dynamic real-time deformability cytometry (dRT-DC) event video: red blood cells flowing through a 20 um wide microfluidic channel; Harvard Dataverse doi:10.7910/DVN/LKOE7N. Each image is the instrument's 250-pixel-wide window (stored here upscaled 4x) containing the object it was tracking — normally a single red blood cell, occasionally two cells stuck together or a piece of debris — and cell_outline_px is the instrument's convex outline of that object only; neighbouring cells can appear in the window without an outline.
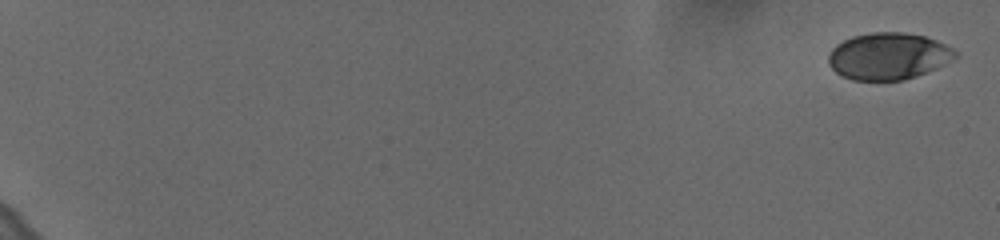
{"species": "human", "species_latin": "Homo sapiens", "temperature_condition": "cold", "stored_images_in_passage": 17, "camera_frame_rate_fps": 3000, "um_per_image_px": 0.085, "donor": {"sex": "female"}, "frame": {"image": 1, "passage_image": 1, "time_ms": 0.0, "image_size_px": [1000, 240], "cell_outline_px": [[956, 56], [944, 64], [936, 68], [916, 76], [904, 80], [852, 80], [840, 76], [828, 64], [828, 56], [832, 48], [836, 44], [852, 36], [872, 32], [900, 32], [924, 36], [936, 40], [952, 48], [956, 52]], "centroid_in_image_um": [75.46, 4.78], "position_along_channel_um": 9.5, "area_um2": 34.51}}
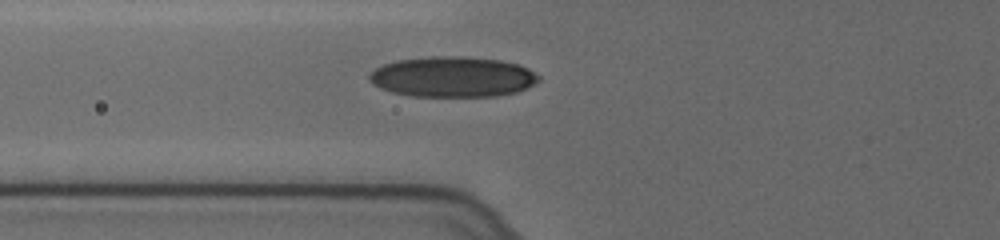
{"frame": {"image": 2, "passage_image": 15, "time_ms": 4.667, "image_size_px": [1000, 240], "cell_outline_px": [[540, 80], [536, 84], [528, 88], [516, 92], [496, 96], [412, 96], [392, 92], [380, 88], [372, 84], [368, 80], [368, 76], [376, 68], [384, 64], [396, 60], [432, 56], [460, 56], [500, 60], [520, 64], [528, 68], [540, 76]], "centroid_in_image_um": [38.5, 6.53], "position_along_channel_um": 87.3, "area_um2": 40.17}}
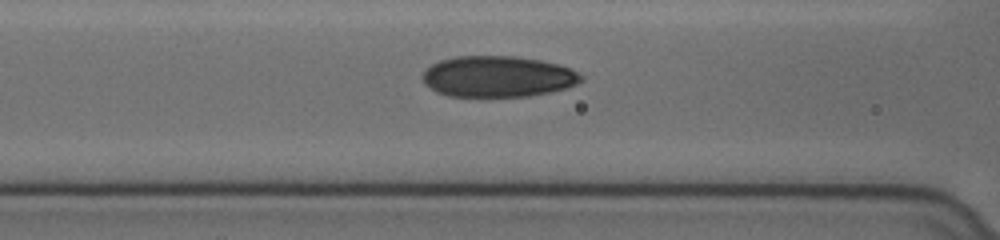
{"frame": {"image": 3, "passage_image": 17, "time_ms": 5.333, "image_size_px": [1000, 240], "cell_outline_px": [[580, 80], [576, 84], [552, 92], [528, 96], [448, 96], [436, 92], [424, 84], [420, 76], [432, 64], [440, 60], [456, 56], [512, 56], [540, 60], [556, 64], [568, 68], [576, 72], [580, 76]], "centroid_in_image_um": [42.24, 6.51], "position_along_channel_um": 124.4, "area_um2": 37.69}}